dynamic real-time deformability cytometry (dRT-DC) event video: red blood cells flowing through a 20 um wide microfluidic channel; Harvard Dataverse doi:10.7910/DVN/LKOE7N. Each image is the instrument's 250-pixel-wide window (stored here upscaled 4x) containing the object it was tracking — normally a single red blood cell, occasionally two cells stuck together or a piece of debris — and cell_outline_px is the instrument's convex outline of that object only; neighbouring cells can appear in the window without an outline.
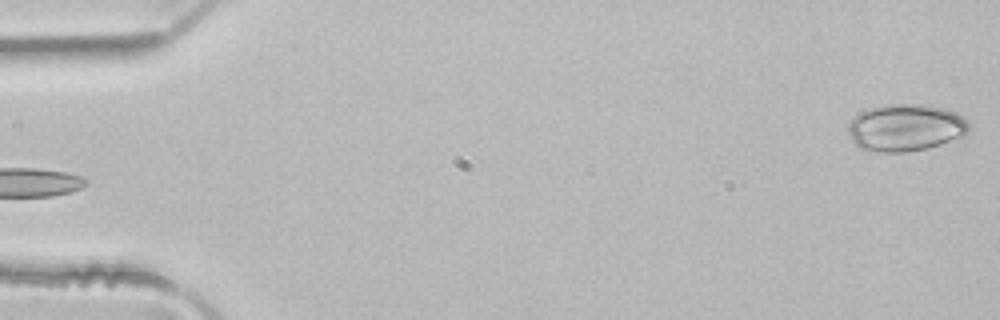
{"species": "common noctule bat (a hibernating species)", "species_latin": "Nyctalus noctula", "temperature_condition": "room temperature", "stored_images_in_passage": 4, "camera_frame_rate_fps": 3000, "um_per_image_px": 0.085, "animal": {"sex": "male", "body_mass_g": 21.5, "forearm_length_mm": 52.0}, "frame": {"image": 1, "passage_image": 4, "time_ms": 1.0, "image_size_px": [1000, 320], "cell_outline_px": [[972, 124], [968, 136], [964, 144], [908, 152], [876, 152], [860, 148], [852, 140], [848, 132], [848, 124], [852, 116], [860, 112], [872, 108], [888, 104], [920, 104], [944, 108], [956, 112], [964, 116]], "centroid_in_image_um": [77.17, 10.9], "position_along_channel_um": 7.8, "area_um2": 35.08}}